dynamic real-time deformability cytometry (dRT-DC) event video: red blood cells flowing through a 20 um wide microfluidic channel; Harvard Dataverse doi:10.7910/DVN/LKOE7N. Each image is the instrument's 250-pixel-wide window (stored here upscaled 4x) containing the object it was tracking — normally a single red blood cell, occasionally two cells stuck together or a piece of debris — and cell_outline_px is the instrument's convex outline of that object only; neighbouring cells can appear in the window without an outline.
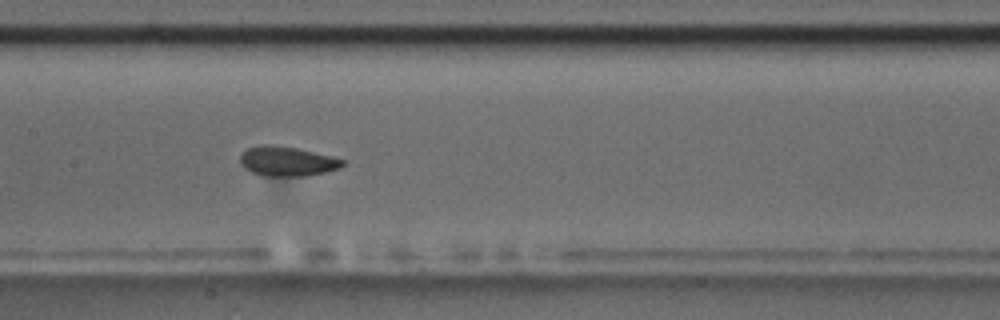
{"species": "common noctule bat (a hibernating species)", "species_latin": "Nyctalus noctula", "temperature_condition": "room temperature", "stored_images_in_passage": 24, "camera_frame_rate_fps": 3000, "um_per_image_px": 0.085, "animal": {"sex": "male", "body_mass_g": 17.5, "forearm_length_mm": 52.3}, "frame": {"image": 1, "passage_image": 14, "time_ms": 4.333, "image_size_px": [1000, 320], "cell_outline_px": [[344, 164], [340, 168], [324, 172], [304, 176], [264, 176], [252, 172], [244, 168], [240, 164], [240, 156], [248, 148], [260, 144], [272, 144], [296, 148], [332, 156], [344, 160]], "centroid_in_image_um": [24.38, 13.7], "position_along_channel_um": 183.0, "area_um2": 17.69}}
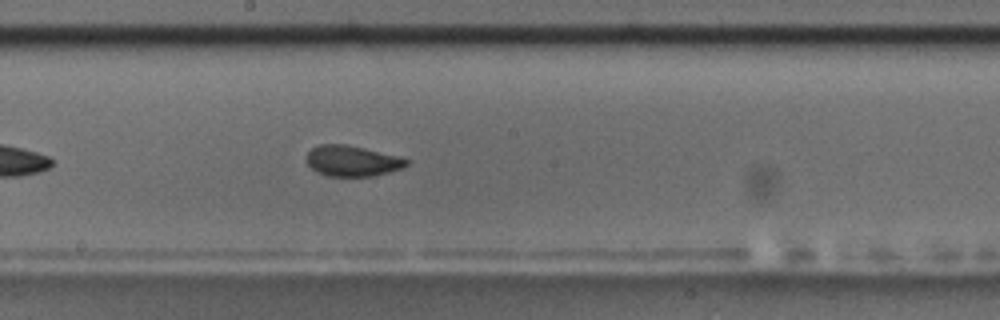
{"frame": {"image": 2, "passage_image": 17, "time_ms": 5.333, "image_size_px": [1000, 320], "cell_outline_px": [[408, 164], [404, 168], [372, 176], [328, 176], [316, 172], [308, 164], [308, 152], [312, 148], [320, 144], [344, 144], [364, 148], [396, 156], [408, 160]], "centroid_in_image_um": [29.93, 13.68], "position_along_channel_um": 218.3, "area_um2": 17.63}}
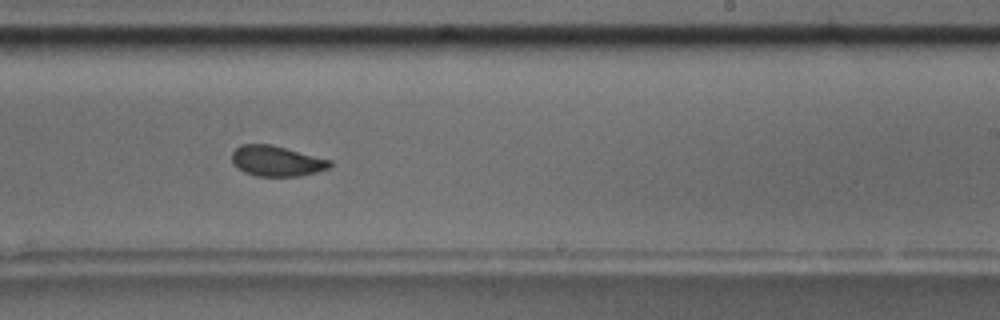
{"frame": {"image": 3, "passage_image": 21, "time_ms": 6.667, "image_size_px": [1000, 320], "cell_outline_px": [[332, 164], [328, 168], [316, 172], [300, 176], [256, 176], [244, 172], [236, 168], [232, 164], [232, 152], [240, 144], [272, 144], [332, 160]], "centroid_in_image_um": [23.48, 13.68], "position_along_channel_um": 265.5, "area_um2": 17.57}}